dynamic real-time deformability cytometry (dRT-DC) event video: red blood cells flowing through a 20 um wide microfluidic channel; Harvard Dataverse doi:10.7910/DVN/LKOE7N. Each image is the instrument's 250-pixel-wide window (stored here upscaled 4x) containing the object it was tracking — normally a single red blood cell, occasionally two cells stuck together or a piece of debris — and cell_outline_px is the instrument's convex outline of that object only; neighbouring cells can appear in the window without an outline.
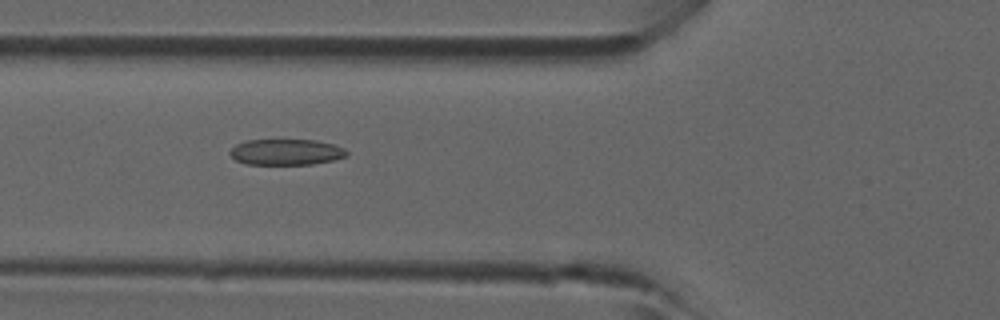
{"species": "common noctule bat (a hibernating species)", "species_latin": "Nyctalus noctula", "temperature_condition": "room temperature", "stored_images_in_passage": 16, "camera_frame_rate_fps": 3000, "um_per_image_px": 0.085, "animal": {"sex": "male", "forearm_length_mm": 52.5}, "frame": {"image": 1, "passage_image": 11, "time_ms": 3.333, "image_size_px": [1000, 320], "cell_outline_px": [[348, 156], [332, 160], [312, 164], [248, 164], [236, 160], [228, 152], [236, 144], [248, 140], [316, 140], [332, 144], [344, 148], [348, 152]], "centroid_in_image_um": [24.33, 12.92], "position_along_channel_um": 101.5, "area_um2": 17.51}}
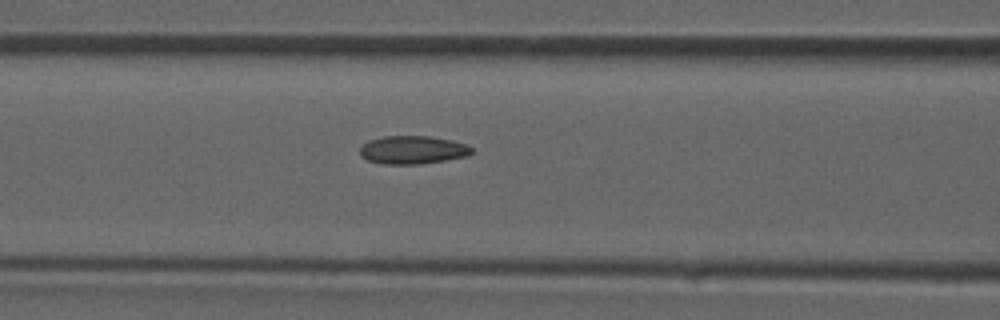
{"frame": {"image": 2, "passage_image": 13, "time_ms": 4.0, "image_size_px": [1000, 320], "cell_outline_px": [[472, 152], [468, 156], [420, 164], [384, 164], [368, 160], [360, 156], [360, 148], [368, 140], [384, 136], [432, 136], [452, 140], [464, 144], [472, 148]], "centroid_in_image_um": [35.06, 12.74], "position_along_channel_um": 131.5, "area_um2": 18.32}}